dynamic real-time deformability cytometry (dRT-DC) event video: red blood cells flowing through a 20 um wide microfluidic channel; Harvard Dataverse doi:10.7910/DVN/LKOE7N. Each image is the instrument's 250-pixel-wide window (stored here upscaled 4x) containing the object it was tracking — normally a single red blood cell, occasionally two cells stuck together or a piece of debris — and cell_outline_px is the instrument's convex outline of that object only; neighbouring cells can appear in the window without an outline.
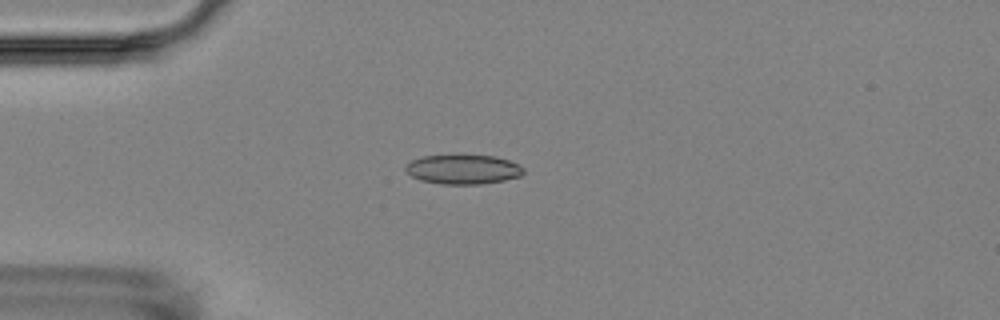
{"species": "Egyptian fruit bat (a non-hibernating species)", "species_latin": "Rousettus aegyptiacus", "temperature_condition": "room temperature", "stored_images_in_passage": 7, "camera_frame_rate_fps": 3000, "um_per_image_px": 0.085, "animal": {"sex": "female"}, "frame": {"image": 1, "passage_image": 5, "time_ms": 4.667, "image_size_px": [1000, 320], "cell_outline_px": [[524, 172], [520, 176], [504, 180], [480, 184], [440, 184], [420, 180], [412, 176], [404, 168], [412, 160], [424, 156], [496, 156], [508, 160], [524, 168]], "centroid_in_image_um": [39.37, 14.41], "position_along_channel_um": 45.6, "area_um2": 19.88}}